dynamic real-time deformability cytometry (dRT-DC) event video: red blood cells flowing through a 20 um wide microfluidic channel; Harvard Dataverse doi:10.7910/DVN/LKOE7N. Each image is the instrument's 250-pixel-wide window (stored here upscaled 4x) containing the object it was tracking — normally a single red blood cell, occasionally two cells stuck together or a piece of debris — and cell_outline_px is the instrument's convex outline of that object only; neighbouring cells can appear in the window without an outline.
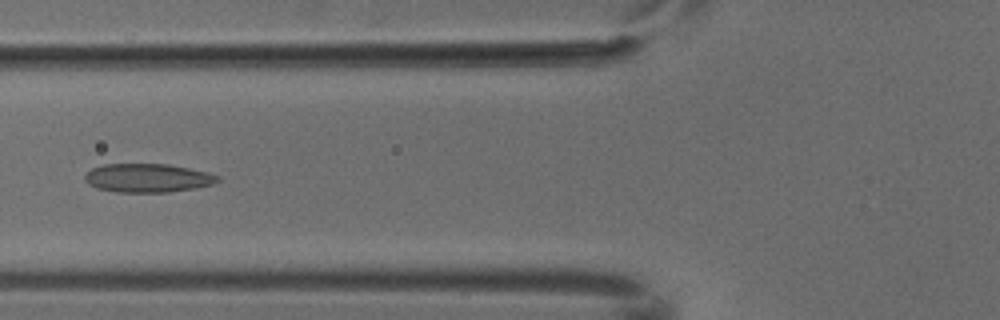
{"species": "common noctule bat (a hibernating species)", "species_latin": "Nyctalus noctula", "temperature_condition": "cold", "stored_images_in_passage": 6, "camera_frame_rate_fps": 3000, "um_per_image_px": 0.085, "animal": {"sex": "male", "body_mass_g": 18.8}, "frame": {"image": 1, "passage_image": 5, "time_ms": 1.333, "image_size_px": [1000, 320], "cell_outline_px": [[220, 180], [212, 184], [196, 188], [168, 192], [116, 192], [96, 188], [88, 184], [84, 180], [84, 176], [92, 168], [104, 164], [168, 164], [208, 172], [220, 176]], "centroid_in_image_um": [12.55, 15.13], "position_along_channel_um": 113.3, "area_um2": 22.25}}
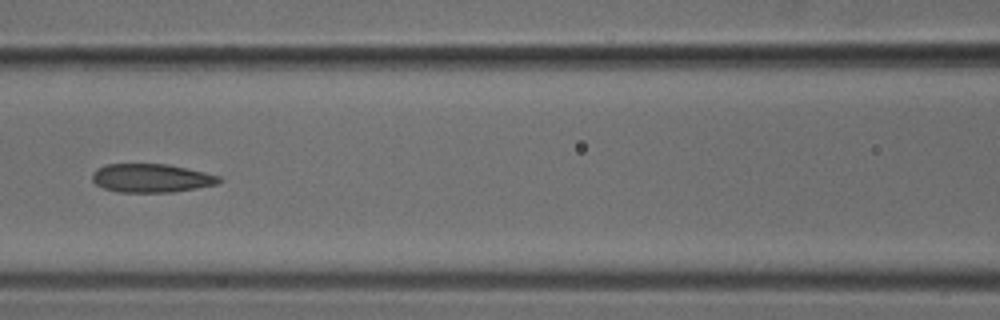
{"frame": {"image": 2, "passage_image": 6, "time_ms": 1.667, "image_size_px": [1000, 320], "cell_outline_px": [[224, 180], [216, 184], [196, 188], [172, 192], [120, 192], [104, 188], [96, 184], [92, 180], [92, 172], [96, 168], [104, 164], [168, 164], [204, 172], [220, 176]], "centroid_in_image_um": [12.85, 15.13], "position_along_channel_um": 153.8, "area_um2": 21.15}}